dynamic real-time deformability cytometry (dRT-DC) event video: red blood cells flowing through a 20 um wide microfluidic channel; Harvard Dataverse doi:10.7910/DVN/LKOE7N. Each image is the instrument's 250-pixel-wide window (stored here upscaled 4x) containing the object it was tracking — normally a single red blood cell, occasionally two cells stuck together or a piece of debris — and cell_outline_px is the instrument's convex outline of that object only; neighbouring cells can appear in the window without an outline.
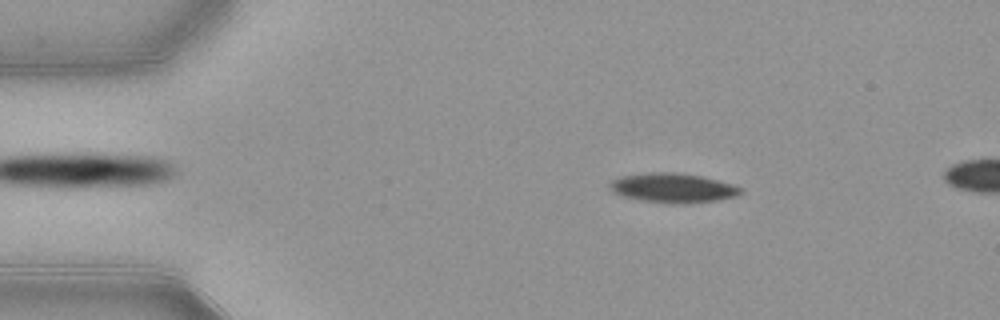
{"species": "common noctule bat (a hibernating species)", "species_latin": "Nyctalus noctula", "temperature_condition": "warm", "stored_images_in_passage": 50, "camera_frame_rate_fps": 3000, "um_per_image_px": 0.085, "animal": {"sex": "female", "body_mass_g": 21.9}, "frame": {"image": 1, "passage_image": 8, "time_ms": 2.333, "image_size_px": [1000, 320], "cell_outline_px": [[744, 192], [736, 196], [720, 200], [684, 204], [672, 204], [640, 200], [620, 196], [612, 192], [608, 188], [608, 184], [612, 180], [620, 176], [648, 172], [676, 172], [704, 176], [732, 184], [744, 188]], "centroid_in_image_um": [57.19, 15.97], "position_along_channel_um": 27.8, "area_um2": 23.06}}
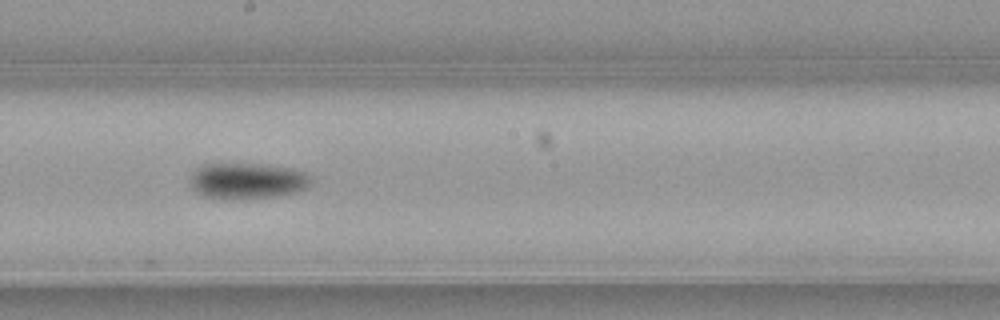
{"frame": {"image": 2, "passage_image": 28, "time_ms": 9.0, "image_size_px": [1000, 320], "cell_outline_px": [[312, 184], [308, 188], [296, 192], [276, 196], [248, 200], [216, 200], [200, 196], [188, 184], [188, 176], [200, 164], [264, 164], [292, 168], [304, 172], [312, 180]], "centroid_in_image_um": [20.94, 15.41], "position_along_channel_um": 227.3, "area_um2": 26.47}}
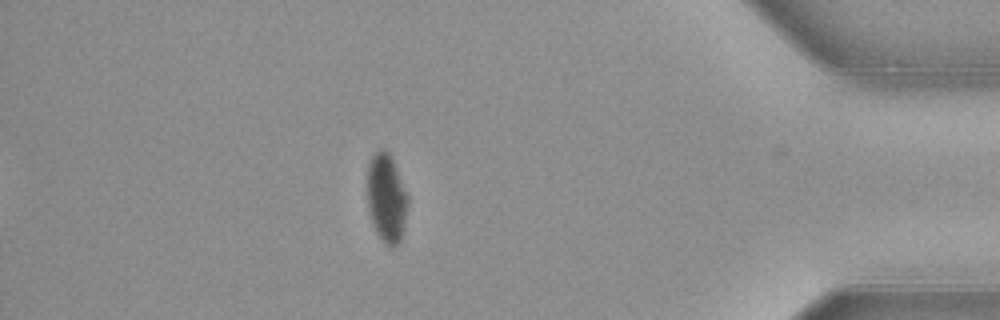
{"frame": {"image": 3, "passage_image": 45, "time_ms": 14.667, "image_size_px": [1000, 320], "cell_outline_px": [[408, 204], [404, 228], [400, 240], [392, 248], [384, 244], [376, 232], [372, 224], [368, 212], [368, 164], [372, 156], [380, 148], [384, 148], [388, 152], [396, 168], [408, 196]], "centroid_in_image_um": [32.84, 16.87], "position_along_channel_um": 402.4, "area_um2": 20.92}}